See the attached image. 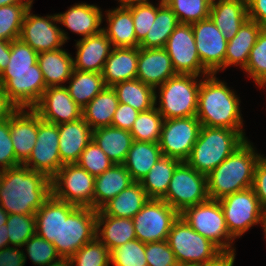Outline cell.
<instances>
[{"mask_svg":"<svg viewBox=\"0 0 266 266\" xmlns=\"http://www.w3.org/2000/svg\"><path fill=\"white\" fill-rule=\"evenodd\" d=\"M52 195L51 179L19 165L1 170L0 206L8 214L35 215Z\"/></svg>","mask_w":266,"mask_h":266,"instance_id":"obj_1","label":"cell"},{"mask_svg":"<svg viewBox=\"0 0 266 266\" xmlns=\"http://www.w3.org/2000/svg\"><path fill=\"white\" fill-rule=\"evenodd\" d=\"M214 75L208 74L205 80L201 79L197 119L202 126L243 130L239 98Z\"/></svg>","mask_w":266,"mask_h":266,"instance_id":"obj_2","label":"cell"},{"mask_svg":"<svg viewBox=\"0 0 266 266\" xmlns=\"http://www.w3.org/2000/svg\"><path fill=\"white\" fill-rule=\"evenodd\" d=\"M262 155L246 141L207 175V193L211 200L252 187L254 170Z\"/></svg>","mask_w":266,"mask_h":266,"instance_id":"obj_3","label":"cell"},{"mask_svg":"<svg viewBox=\"0 0 266 266\" xmlns=\"http://www.w3.org/2000/svg\"><path fill=\"white\" fill-rule=\"evenodd\" d=\"M243 130L202 126L185 161L197 172L208 175L248 139Z\"/></svg>","mask_w":266,"mask_h":266,"instance_id":"obj_4","label":"cell"},{"mask_svg":"<svg viewBox=\"0 0 266 266\" xmlns=\"http://www.w3.org/2000/svg\"><path fill=\"white\" fill-rule=\"evenodd\" d=\"M97 210L60 200L59 243H52L61 258H70L96 237Z\"/></svg>","mask_w":266,"mask_h":266,"instance_id":"obj_5","label":"cell"},{"mask_svg":"<svg viewBox=\"0 0 266 266\" xmlns=\"http://www.w3.org/2000/svg\"><path fill=\"white\" fill-rule=\"evenodd\" d=\"M190 74H176L159 86L157 108L163 119L196 116L201 80Z\"/></svg>","mask_w":266,"mask_h":266,"instance_id":"obj_6","label":"cell"},{"mask_svg":"<svg viewBox=\"0 0 266 266\" xmlns=\"http://www.w3.org/2000/svg\"><path fill=\"white\" fill-rule=\"evenodd\" d=\"M167 242L178 264L182 266L202 265L222 252L214 243L192 229L181 216L173 223Z\"/></svg>","mask_w":266,"mask_h":266,"instance_id":"obj_7","label":"cell"},{"mask_svg":"<svg viewBox=\"0 0 266 266\" xmlns=\"http://www.w3.org/2000/svg\"><path fill=\"white\" fill-rule=\"evenodd\" d=\"M180 216L189 226L214 243L221 251L235 250V240L227 229L219 200H211L186 208Z\"/></svg>","mask_w":266,"mask_h":266,"instance_id":"obj_8","label":"cell"},{"mask_svg":"<svg viewBox=\"0 0 266 266\" xmlns=\"http://www.w3.org/2000/svg\"><path fill=\"white\" fill-rule=\"evenodd\" d=\"M162 199L179 214L188 207L207 201V175L197 172L186 162H181L176 167L167 193Z\"/></svg>","mask_w":266,"mask_h":266,"instance_id":"obj_9","label":"cell"},{"mask_svg":"<svg viewBox=\"0 0 266 266\" xmlns=\"http://www.w3.org/2000/svg\"><path fill=\"white\" fill-rule=\"evenodd\" d=\"M95 177L77 163L63 165L51 179L52 195L77 207L93 209Z\"/></svg>","mask_w":266,"mask_h":266,"instance_id":"obj_10","label":"cell"},{"mask_svg":"<svg viewBox=\"0 0 266 266\" xmlns=\"http://www.w3.org/2000/svg\"><path fill=\"white\" fill-rule=\"evenodd\" d=\"M229 234L236 239L262 223L264 211L252 188L219 199Z\"/></svg>","mask_w":266,"mask_h":266,"instance_id":"obj_11","label":"cell"},{"mask_svg":"<svg viewBox=\"0 0 266 266\" xmlns=\"http://www.w3.org/2000/svg\"><path fill=\"white\" fill-rule=\"evenodd\" d=\"M179 216L163 199H149L132 218L136 238L145 244L167 240Z\"/></svg>","mask_w":266,"mask_h":266,"instance_id":"obj_12","label":"cell"},{"mask_svg":"<svg viewBox=\"0 0 266 266\" xmlns=\"http://www.w3.org/2000/svg\"><path fill=\"white\" fill-rule=\"evenodd\" d=\"M202 125L196 116L164 119L159 146L164 157L185 162Z\"/></svg>","mask_w":266,"mask_h":266,"instance_id":"obj_13","label":"cell"},{"mask_svg":"<svg viewBox=\"0 0 266 266\" xmlns=\"http://www.w3.org/2000/svg\"><path fill=\"white\" fill-rule=\"evenodd\" d=\"M31 7L26 11L19 39L30 45L37 53L60 49L69 39L64 30L60 29L57 15H33Z\"/></svg>","mask_w":266,"mask_h":266,"instance_id":"obj_14","label":"cell"},{"mask_svg":"<svg viewBox=\"0 0 266 266\" xmlns=\"http://www.w3.org/2000/svg\"><path fill=\"white\" fill-rule=\"evenodd\" d=\"M165 49L176 74L200 76L210 74L201 64L191 24L179 23L171 33Z\"/></svg>","mask_w":266,"mask_h":266,"instance_id":"obj_15","label":"cell"},{"mask_svg":"<svg viewBox=\"0 0 266 266\" xmlns=\"http://www.w3.org/2000/svg\"><path fill=\"white\" fill-rule=\"evenodd\" d=\"M52 179L63 166L59 156L58 125L43 121L38 115V134L28 160L23 164Z\"/></svg>","mask_w":266,"mask_h":266,"instance_id":"obj_16","label":"cell"},{"mask_svg":"<svg viewBox=\"0 0 266 266\" xmlns=\"http://www.w3.org/2000/svg\"><path fill=\"white\" fill-rule=\"evenodd\" d=\"M0 85L18 109L33 108L47 89L38 63L36 71L2 72Z\"/></svg>","mask_w":266,"mask_h":266,"instance_id":"obj_17","label":"cell"},{"mask_svg":"<svg viewBox=\"0 0 266 266\" xmlns=\"http://www.w3.org/2000/svg\"><path fill=\"white\" fill-rule=\"evenodd\" d=\"M195 44L202 66L210 73L225 69L227 40L211 18L193 23Z\"/></svg>","mask_w":266,"mask_h":266,"instance_id":"obj_18","label":"cell"},{"mask_svg":"<svg viewBox=\"0 0 266 266\" xmlns=\"http://www.w3.org/2000/svg\"><path fill=\"white\" fill-rule=\"evenodd\" d=\"M32 109L43 121L56 125L82 118V108L65 86L48 87Z\"/></svg>","mask_w":266,"mask_h":266,"instance_id":"obj_19","label":"cell"},{"mask_svg":"<svg viewBox=\"0 0 266 266\" xmlns=\"http://www.w3.org/2000/svg\"><path fill=\"white\" fill-rule=\"evenodd\" d=\"M175 75L171 58L165 48L138 47L136 79L156 90Z\"/></svg>","mask_w":266,"mask_h":266,"instance_id":"obj_20","label":"cell"},{"mask_svg":"<svg viewBox=\"0 0 266 266\" xmlns=\"http://www.w3.org/2000/svg\"><path fill=\"white\" fill-rule=\"evenodd\" d=\"M38 134V114L30 108L17 109L10 116V137L16 159L23 165L30 157Z\"/></svg>","mask_w":266,"mask_h":266,"instance_id":"obj_21","label":"cell"},{"mask_svg":"<svg viewBox=\"0 0 266 266\" xmlns=\"http://www.w3.org/2000/svg\"><path fill=\"white\" fill-rule=\"evenodd\" d=\"M76 48L74 69L101 73L114 47L107 35L101 31L96 35L81 38L76 42Z\"/></svg>","mask_w":266,"mask_h":266,"instance_id":"obj_22","label":"cell"},{"mask_svg":"<svg viewBox=\"0 0 266 266\" xmlns=\"http://www.w3.org/2000/svg\"><path fill=\"white\" fill-rule=\"evenodd\" d=\"M61 163H77L82 151L92 140L93 130L82 118L58 125Z\"/></svg>","mask_w":266,"mask_h":266,"instance_id":"obj_23","label":"cell"},{"mask_svg":"<svg viewBox=\"0 0 266 266\" xmlns=\"http://www.w3.org/2000/svg\"><path fill=\"white\" fill-rule=\"evenodd\" d=\"M138 47H114L101 75L106 87L137 78Z\"/></svg>","mask_w":266,"mask_h":266,"instance_id":"obj_24","label":"cell"},{"mask_svg":"<svg viewBox=\"0 0 266 266\" xmlns=\"http://www.w3.org/2000/svg\"><path fill=\"white\" fill-rule=\"evenodd\" d=\"M209 17L230 41L248 20L247 0H212Z\"/></svg>","mask_w":266,"mask_h":266,"instance_id":"obj_25","label":"cell"},{"mask_svg":"<svg viewBox=\"0 0 266 266\" xmlns=\"http://www.w3.org/2000/svg\"><path fill=\"white\" fill-rule=\"evenodd\" d=\"M59 24H63L72 32L83 38L96 35L102 31V11L96 5L86 3L75 4L65 13L56 14Z\"/></svg>","mask_w":266,"mask_h":266,"instance_id":"obj_26","label":"cell"},{"mask_svg":"<svg viewBox=\"0 0 266 266\" xmlns=\"http://www.w3.org/2000/svg\"><path fill=\"white\" fill-rule=\"evenodd\" d=\"M134 181L123 164H114L95 177L93 209L100 210L107 202L128 188Z\"/></svg>","mask_w":266,"mask_h":266,"instance_id":"obj_27","label":"cell"},{"mask_svg":"<svg viewBox=\"0 0 266 266\" xmlns=\"http://www.w3.org/2000/svg\"><path fill=\"white\" fill-rule=\"evenodd\" d=\"M96 237L109 251L137 239L132 219L108 216L101 210H97Z\"/></svg>","mask_w":266,"mask_h":266,"instance_id":"obj_28","label":"cell"},{"mask_svg":"<svg viewBox=\"0 0 266 266\" xmlns=\"http://www.w3.org/2000/svg\"><path fill=\"white\" fill-rule=\"evenodd\" d=\"M263 27L255 21L246 20L238 33L227 42L225 68L240 65L244 69L248 63L251 49Z\"/></svg>","mask_w":266,"mask_h":266,"instance_id":"obj_29","label":"cell"},{"mask_svg":"<svg viewBox=\"0 0 266 266\" xmlns=\"http://www.w3.org/2000/svg\"><path fill=\"white\" fill-rule=\"evenodd\" d=\"M92 140L114 164H122L125 161L134 141L130 131L114 126L94 129Z\"/></svg>","mask_w":266,"mask_h":266,"instance_id":"obj_30","label":"cell"},{"mask_svg":"<svg viewBox=\"0 0 266 266\" xmlns=\"http://www.w3.org/2000/svg\"><path fill=\"white\" fill-rule=\"evenodd\" d=\"M46 87L64 86L74 70L72 56L62 48L38 53V62Z\"/></svg>","mask_w":266,"mask_h":266,"instance_id":"obj_31","label":"cell"},{"mask_svg":"<svg viewBox=\"0 0 266 266\" xmlns=\"http://www.w3.org/2000/svg\"><path fill=\"white\" fill-rule=\"evenodd\" d=\"M106 14L108 26L102 31L113 47H139L131 11L127 7H118L108 10Z\"/></svg>","mask_w":266,"mask_h":266,"instance_id":"obj_32","label":"cell"},{"mask_svg":"<svg viewBox=\"0 0 266 266\" xmlns=\"http://www.w3.org/2000/svg\"><path fill=\"white\" fill-rule=\"evenodd\" d=\"M162 156L159 143L134 140L122 164L132 180L140 182Z\"/></svg>","mask_w":266,"mask_h":266,"instance_id":"obj_33","label":"cell"},{"mask_svg":"<svg viewBox=\"0 0 266 266\" xmlns=\"http://www.w3.org/2000/svg\"><path fill=\"white\" fill-rule=\"evenodd\" d=\"M119 105L116 91L113 87H105L84 108L82 117L92 130L111 126V122Z\"/></svg>","mask_w":266,"mask_h":266,"instance_id":"obj_34","label":"cell"},{"mask_svg":"<svg viewBox=\"0 0 266 266\" xmlns=\"http://www.w3.org/2000/svg\"><path fill=\"white\" fill-rule=\"evenodd\" d=\"M148 200L142 185L139 182H134L107 202L100 210L108 216L132 219Z\"/></svg>","mask_w":266,"mask_h":266,"instance_id":"obj_35","label":"cell"},{"mask_svg":"<svg viewBox=\"0 0 266 266\" xmlns=\"http://www.w3.org/2000/svg\"><path fill=\"white\" fill-rule=\"evenodd\" d=\"M181 163L177 159L162 156L139 182L149 199H162L168 190L176 167Z\"/></svg>","mask_w":266,"mask_h":266,"instance_id":"obj_36","label":"cell"},{"mask_svg":"<svg viewBox=\"0 0 266 266\" xmlns=\"http://www.w3.org/2000/svg\"><path fill=\"white\" fill-rule=\"evenodd\" d=\"M113 89L119 103L128 104L139 112L149 110L157 104L155 89L138 79L117 83Z\"/></svg>","mask_w":266,"mask_h":266,"instance_id":"obj_37","label":"cell"},{"mask_svg":"<svg viewBox=\"0 0 266 266\" xmlns=\"http://www.w3.org/2000/svg\"><path fill=\"white\" fill-rule=\"evenodd\" d=\"M159 2L154 23L145 38L139 43L140 48H165L169 36L179 24L176 14L164 0Z\"/></svg>","mask_w":266,"mask_h":266,"instance_id":"obj_38","label":"cell"},{"mask_svg":"<svg viewBox=\"0 0 266 266\" xmlns=\"http://www.w3.org/2000/svg\"><path fill=\"white\" fill-rule=\"evenodd\" d=\"M69 80V86L65 87L75 103L81 108H84L106 87L103 76L97 72L74 69Z\"/></svg>","mask_w":266,"mask_h":266,"instance_id":"obj_39","label":"cell"},{"mask_svg":"<svg viewBox=\"0 0 266 266\" xmlns=\"http://www.w3.org/2000/svg\"><path fill=\"white\" fill-rule=\"evenodd\" d=\"M36 234L51 243H59L60 200L51 195L35 214Z\"/></svg>","mask_w":266,"mask_h":266,"instance_id":"obj_40","label":"cell"},{"mask_svg":"<svg viewBox=\"0 0 266 266\" xmlns=\"http://www.w3.org/2000/svg\"><path fill=\"white\" fill-rule=\"evenodd\" d=\"M163 120L155 106L140 112L130 130L133 140L159 143Z\"/></svg>","mask_w":266,"mask_h":266,"instance_id":"obj_41","label":"cell"},{"mask_svg":"<svg viewBox=\"0 0 266 266\" xmlns=\"http://www.w3.org/2000/svg\"><path fill=\"white\" fill-rule=\"evenodd\" d=\"M179 23L193 24L209 18L212 0H164Z\"/></svg>","mask_w":266,"mask_h":266,"instance_id":"obj_42","label":"cell"},{"mask_svg":"<svg viewBox=\"0 0 266 266\" xmlns=\"http://www.w3.org/2000/svg\"><path fill=\"white\" fill-rule=\"evenodd\" d=\"M32 4L4 5L0 7V40L19 39L23 19Z\"/></svg>","mask_w":266,"mask_h":266,"instance_id":"obj_43","label":"cell"},{"mask_svg":"<svg viewBox=\"0 0 266 266\" xmlns=\"http://www.w3.org/2000/svg\"><path fill=\"white\" fill-rule=\"evenodd\" d=\"M243 70L253 78L256 85L266 86V28L259 33Z\"/></svg>","mask_w":266,"mask_h":266,"instance_id":"obj_44","label":"cell"},{"mask_svg":"<svg viewBox=\"0 0 266 266\" xmlns=\"http://www.w3.org/2000/svg\"><path fill=\"white\" fill-rule=\"evenodd\" d=\"M110 264L113 266H148L145 255V243L138 239L110 251Z\"/></svg>","mask_w":266,"mask_h":266,"instance_id":"obj_45","label":"cell"},{"mask_svg":"<svg viewBox=\"0 0 266 266\" xmlns=\"http://www.w3.org/2000/svg\"><path fill=\"white\" fill-rule=\"evenodd\" d=\"M73 266H109L110 251L95 237L70 257Z\"/></svg>","mask_w":266,"mask_h":266,"instance_id":"obj_46","label":"cell"},{"mask_svg":"<svg viewBox=\"0 0 266 266\" xmlns=\"http://www.w3.org/2000/svg\"><path fill=\"white\" fill-rule=\"evenodd\" d=\"M10 60L3 72L36 71L38 53L20 39L10 41Z\"/></svg>","mask_w":266,"mask_h":266,"instance_id":"obj_47","label":"cell"},{"mask_svg":"<svg viewBox=\"0 0 266 266\" xmlns=\"http://www.w3.org/2000/svg\"><path fill=\"white\" fill-rule=\"evenodd\" d=\"M6 224L9 243L15 247H23L36 234L35 215L8 214Z\"/></svg>","mask_w":266,"mask_h":266,"instance_id":"obj_48","label":"cell"},{"mask_svg":"<svg viewBox=\"0 0 266 266\" xmlns=\"http://www.w3.org/2000/svg\"><path fill=\"white\" fill-rule=\"evenodd\" d=\"M77 164L94 177L101 175L114 165L105 152L93 140L82 151Z\"/></svg>","mask_w":266,"mask_h":266,"instance_id":"obj_49","label":"cell"},{"mask_svg":"<svg viewBox=\"0 0 266 266\" xmlns=\"http://www.w3.org/2000/svg\"><path fill=\"white\" fill-rule=\"evenodd\" d=\"M25 245L27 254L35 265L48 266L61 259L55 246L37 234L27 240Z\"/></svg>","mask_w":266,"mask_h":266,"instance_id":"obj_50","label":"cell"},{"mask_svg":"<svg viewBox=\"0 0 266 266\" xmlns=\"http://www.w3.org/2000/svg\"><path fill=\"white\" fill-rule=\"evenodd\" d=\"M127 8L132 13L136 39L140 43L154 23L157 6L147 0Z\"/></svg>","mask_w":266,"mask_h":266,"instance_id":"obj_51","label":"cell"},{"mask_svg":"<svg viewBox=\"0 0 266 266\" xmlns=\"http://www.w3.org/2000/svg\"><path fill=\"white\" fill-rule=\"evenodd\" d=\"M145 255L148 266H179L167 240L146 243Z\"/></svg>","mask_w":266,"mask_h":266,"instance_id":"obj_52","label":"cell"},{"mask_svg":"<svg viewBox=\"0 0 266 266\" xmlns=\"http://www.w3.org/2000/svg\"><path fill=\"white\" fill-rule=\"evenodd\" d=\"M22 165L15 156L10 137V118L0 123V170Z\"/></svg>","mask_w":266,"mask_h":266,"instance_id":"obj_53","label":"cell"},{"mask_svg":"<svg viewBox=\"0 0 266 266\" xmlns=\"http://www.w3.org/2000/svg\"><path fill=\"white\" fill-rule=\"evenodd\" d=\"M259 200V203L263 209L266 211V157L262 155L258 160L255 170L253 183L251 187Z\"/></svg>","mask_w":266,"mask_h":266,"instance_id":"obj_54","label":"cell"},{"mask_svg":"<svg viewBox=\"0 0 266 266\" xmlns=\"http://www.w3.org/2000/svg\"><path fill=\"white\" fill-rule=\"evenodd\" d=\"M140 112L128 104L119 103L111 126L130 131Z\"/></svg>","mask_w":266,"mask_h":266,"instance_id":"obj_55","label":"cell"},{"mask_svg":"<svg viewBox=\"0 0 266 266\" xmlns=\"http://www.w3.org/2000/svg\"><path fill=\"white\" fill-rule=\"evenodd\" d=\"M26 262L25 253L18 247H4L0 250V266H24Z\"/></svg>","mask_w":266,"mask_h":266,"instance_id":"obj_56","label":"cell"},{"mask_svg":"<svg viewBox=\"0 0 266 266\" xmlns=\"http://www.w3.org/2000/svg\"><path fill=\"white\" fill-rule=\"evenodd\" d=\"M248 19L266 28V0H247Z\"/></svg>","mask_w":266,"mask_h":266,"instance_id":"obj_57","label":"cell"},{"mask_svg":"<svg viewBox=\"0 0 266 266\" xmlns=\"http://www.w3.org/2000/svg\"><path fill=\"white\" fill-rule=\"evenodd\" d=\"M18 108L8 99L0 85V123L9 119Z\"/></svg>","mask_w":266,"mask_h":266,"instance_id":"obj_58","label":"cell"},{"mask_svg":"<svg viewBox=\"0 0 266 266\" xmlns=\"http://www.w3.org/2000/svg\"><path fill=\"white\" fill-rule=\"evenodd\" d=\"M235 250L222 251L213 260L199 266H233L235 260Z\"/></svg>","mask_w":266,"mask_h":266,"instance_id":"obj_59","label":"cell"},{"mask_svg":"<svg viewBox=\"0 0 266 266\" xmlns=\"http://www.w3.org/2000/svg\"><path fill=\"white\" fill-rule=\"evenodd\" d=\"M10 41L0 40V74L6 69L10 60Z\"/></svg>","mask_w":266,"mask_h":266,"instance_id":"obj_60","label":"cell"},{"mask_svg":"<svg viewBox=\"0 0 266 266\" xmlns=\"http://www.w3.org/2000/svg\"><path fill=\"white\" fill-rule=\"evenodd\" d=\"M9 237H8V229L7 224L0 226V250L4 247L9 246Z\"/></svg>","mask_w":266,"mask_h":266,"instance_id":"obj_61","label":"cell"},{"mask_svg":"<svg viewBox=\"0 0 266 266\" xmlns=\"http://www.w3.org/2000/svg\"><path fill=\"white\" fill-rule=\"evenodd\" d=\"M33 0H0V7L4 5L32 4Z\"/></svg>","mask_w":266,"mask_h":266,"instance_id":"obj_62","label":"cell"},{"mask_svg":"<svg viewBox=\"0 0 266 266\" xmlns=\"http://www.w3.org/2000/svg\"><path fill=\"white\" fill-rule=\"evenodd\" d=\"M48 266H73L70 258H61L60 260L48 265Z\"/></svg>","mask_w":266,"mask_h":266,"instance_id":"obj_63","label":"cell"},{"mask_svg":"<svg viewBox=\"0 0 266 266\" xmlns=\"http://www.w3.org/2000/svg\"><path fill=\"white\" fill-rule=\"evenodd\" d=\"M121 4L119 7H129L132 5H136L137 3H141L147 0H118Z\"/></svg>","mask_w":266,"mask_h":266,"instance_id":"obj_64","label":"cell"},{"mask_svg":"<svg viewBox=\"0 0 266 266\" xmlns=\"http://www.w3.org/2000/svg\"><path fill=\"white\" fill-rule=\"evenodd\" d=\"M8 213L0 206V226L7 223Z\"/></svg>","mask_w":266,"mask_h":266,"instance_id":"obj_65","label":"cell"},{"mask_svg":"<svg viewBox=\"0 0 266 266\" xmlns=\"http://www.w3.org/2000/svg\"><path fill=\"white\" fill-rule=\"evenodd\" d=\"M263 229H264V233H265V237H266V211L263 214V219H262V223H261Z\"/></svg>","mask_w":266,"mask_h":266,"instance_id":"obj_66","label":"cell"}]
</instances>
